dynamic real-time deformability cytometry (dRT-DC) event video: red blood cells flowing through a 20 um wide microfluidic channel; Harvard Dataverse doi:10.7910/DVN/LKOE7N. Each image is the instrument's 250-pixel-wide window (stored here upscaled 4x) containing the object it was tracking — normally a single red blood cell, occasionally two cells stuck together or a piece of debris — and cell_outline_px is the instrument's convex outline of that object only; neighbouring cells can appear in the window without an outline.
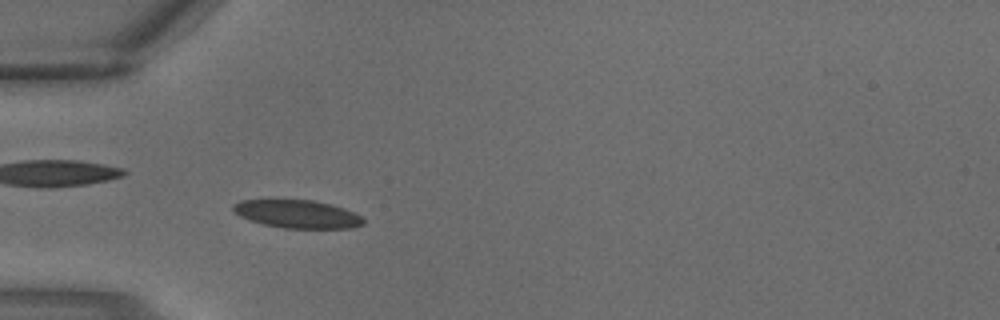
{"species": "common noctule bat (a hibernating species)", "species_latin": "Nyctalus noctula", "temperature_condition": "warm", "stored_images_in_passage": 4, "camera_frame_rate_fps": 3000, "um_per_image_px": 0.085, "animal": {"sex": "male", "body_mass_g": 18.8}, "frame": {"image": 1, "passage_image": 4, "time_ms": 1.0, "image_size_px": [1000, 320], "cell_outline_px": [[364, 224], [352, 228], [284, 228], [264, 224], [248, 220], [240, 216], [232, 208], [232, 204], [240, 200], [272, 196], [276, 196], [312, 200], [332, 204], [344, 208], [360, 216], [364, 220]], "centroid_in_image_um": [25.18, 18.13], "position_along_channel_um": 59.8, "area_um2": 22.31}}